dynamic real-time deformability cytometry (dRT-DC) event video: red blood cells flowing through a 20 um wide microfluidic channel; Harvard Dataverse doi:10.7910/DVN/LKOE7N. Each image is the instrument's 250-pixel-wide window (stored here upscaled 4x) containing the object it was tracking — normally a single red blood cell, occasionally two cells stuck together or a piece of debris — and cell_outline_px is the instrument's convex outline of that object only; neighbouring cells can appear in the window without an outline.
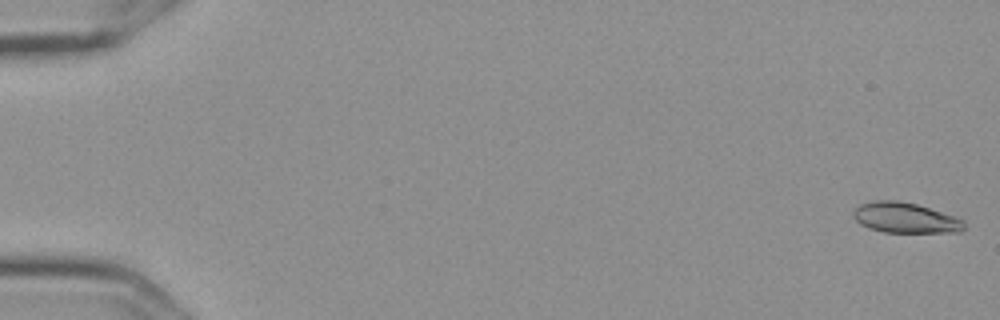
{"species": "Egyptian fruit bat (a non-hibernating species)", "species_latin": "Rousettus aegyptiacus", "temperature_condition": "cold", "stored_images_in_passage": 6, "camera_frame_rate_fps": 3000, "um_per_image_px": 0.085, "frame": {"image": 1, "passage_image": 1, "time_ms": 0.0, "image_size_px": [1000, 320], "cell_outline_px": [[964, 228], [960, 232], [884, 232], [868, 228], [860, 224], [852, 216], [852, 212], [860, 204], [872, 200], [896, 200], [916, 204], [956, 216], [964, 220]], "centroid_in_image_um": [76.93, 18.51], "position_along_channel_um": 8.1, "area_um2": 19.71}}
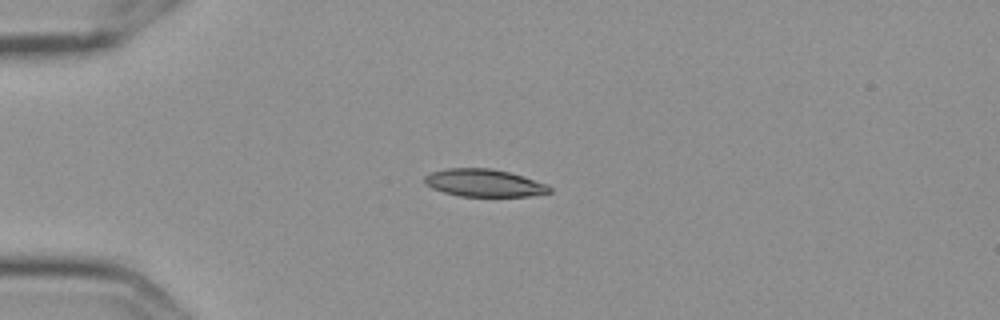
{"frame": {"image": 2, "passage_image": 5, "time_ms": 1.333, "image_size_px": [1000, 320], "cell_outline_px": [[552, 192], [528, 196], [460, 196], [444, 192], [432, 188], [424, 184], [424, 176], [432, 172], [448, 168], [492, 168], [508, 172], [548, 184], [552, 188]], "centroid_in_image_um": [41.14, 15.55], "position_along_channel_um": 43.9, "area_um2": 20.0}}